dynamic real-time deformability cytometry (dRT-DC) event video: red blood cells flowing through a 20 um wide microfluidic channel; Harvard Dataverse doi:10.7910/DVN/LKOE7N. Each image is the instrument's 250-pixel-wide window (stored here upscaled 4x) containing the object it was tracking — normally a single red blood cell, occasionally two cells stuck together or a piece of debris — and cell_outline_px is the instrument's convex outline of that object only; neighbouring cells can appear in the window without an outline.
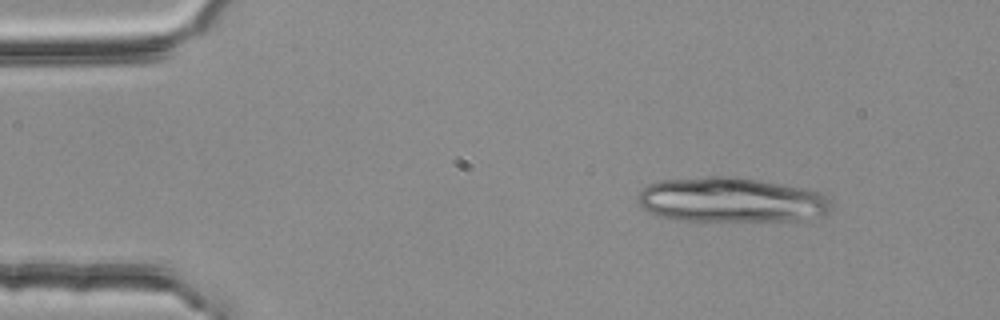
{"species": "common noctule bat (a hibernating species)", "species_latin": "Nyctalus noctula", "temperature_condition": "room temperature", "stored_images_in_passage": 2, "camera_frame_rate_fps": 3000, "um_per_image_px": 0.085, "animal": {"sex": "female", "body_mass_g": 25.1}, "frame": {"image": 1, "passage_image": 1, "time_ms": 0.0, "image_size_px": [1000, 320], "cell_outline_px": [[832, 208], [824, 216], [804, 220], [680, 220], [660, 216], [648, 212], [636, 200], [636, 196], [648, 184], [660, 180], [708, 176], [732, 176], [808, 188], [820, 192], [832, 200]], "centroid_in_image_um": [62.19, 16.98], "position_along_channel_um": 22.8, "area_um2": 50.86}}